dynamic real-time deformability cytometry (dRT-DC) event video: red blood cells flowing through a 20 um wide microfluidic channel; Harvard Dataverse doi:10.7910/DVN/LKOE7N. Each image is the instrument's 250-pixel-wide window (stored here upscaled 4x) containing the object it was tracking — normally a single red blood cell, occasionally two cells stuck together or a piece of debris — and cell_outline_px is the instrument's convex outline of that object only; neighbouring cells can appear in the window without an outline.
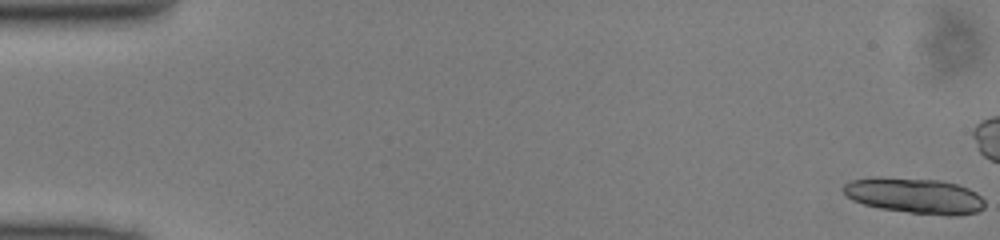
{"species": "common noctule bat (a hibernating species)", "species_latin": "Nyctalus noctula", "temperature_condition": "cold", "stored_images_in_passage": 21, "camera_frame_rate_fps": 3000, "um_per_image_px": 0.085, "animal": {"sex": "male", "body_mass_g": 13.0, "forearm_length_mm": 53.1}, "frame": {"image": 1, "passage_image": 1, "time_ms": 0.0, "image_size_px": [1000, 240], "cell_outline_px": [[984, 208], [976, 212], [960, 216], [948, 216], [908, 212], [880, 208], [864, 204], [852, 200], [844, 192], [844, 184], [852, 180], [876, 176], [880, 176], [940, 180], [956, 184], [968, 188], [976, 192], [984, 200]], "centroid_in_image_um": [77.77, 16.63], "position_along_channel_um": 7.2, "area_um2": 29.48}}